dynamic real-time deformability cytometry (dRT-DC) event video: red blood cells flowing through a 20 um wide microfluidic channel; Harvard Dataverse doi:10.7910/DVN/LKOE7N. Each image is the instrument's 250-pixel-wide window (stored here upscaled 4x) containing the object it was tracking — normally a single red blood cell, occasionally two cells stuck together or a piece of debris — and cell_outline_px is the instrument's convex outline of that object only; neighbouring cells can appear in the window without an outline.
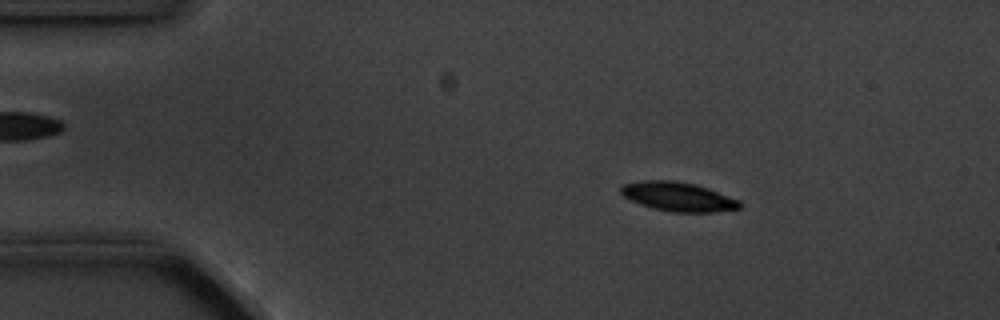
{"species": "common noctule bat (a hibernating species)", "species_latin": "Nyctalus noctula", "temperature_condition": "cold", "stored_images_in_passage": 4, "camera_frame_rate_fps": 3000, "um_per_image_px": 0.085, "animal": {"sex": "male", "body_mass_g": 20.1, "forearm_length_mm": 53.5}, "frame": {"image": 1, "passage_image": 2, "time_ms": 1.0, "image_size_px": [1000, 320], "cell_outline_px": [[740, 208], [712, 212], [672, 212], [652, 208], [640, 204], [624, 196], [620, 192], [620, 188], [624, 184], [644, 180], [676, 180], [696, 184], [708, 188], [740, 200]], "centroid_in_image_um": [57.64, 16.71], "position_along_channel_um": 27.4, "area_um2": 20.11}}